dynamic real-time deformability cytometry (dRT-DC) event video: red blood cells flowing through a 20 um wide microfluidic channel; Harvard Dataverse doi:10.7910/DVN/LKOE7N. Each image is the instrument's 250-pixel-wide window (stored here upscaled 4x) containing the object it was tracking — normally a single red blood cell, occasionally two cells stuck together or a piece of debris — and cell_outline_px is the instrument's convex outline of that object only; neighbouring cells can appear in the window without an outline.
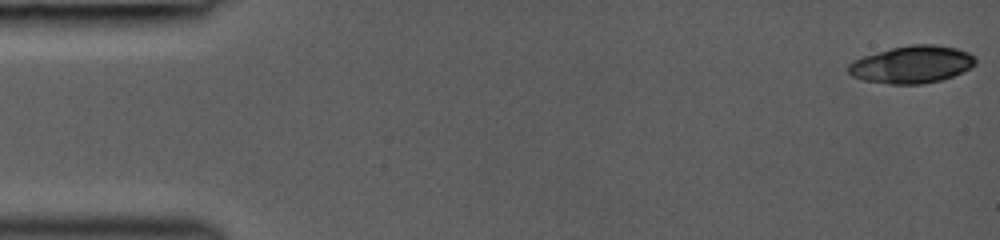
{"species": "common noctule bat (a hibernating species)", "species_latin": "Nyctalus noctula", "temperature_condition": "room temperature", "stored_images_in_passage": 12, "camera_frame_rate_fps": 3000, "um_per_image_px": 0.085, "animal": {"sex": "female", "body_mass_g": 19.0, "forearm_length_mm": 53.3}, "frame": {"image": 1, "passage_image": 1, "time_ms": 0.0, "image_size_px": [1000, 240], "cell_outline_px": [[976, 64], [952, 76], [940, 80], [924, 84], [888, 84], [864, 80], [852, 76], [848, 72], [848, 64], [852, 60], [876, 52], [892, 48], [912, 44], [936, 44], [956, 48], [968, 52], [976, 56]], "centroid_in_image_um": [77.5, 5.47], "position_along_channel_um": 7.5, "area_um2": 27.69}}
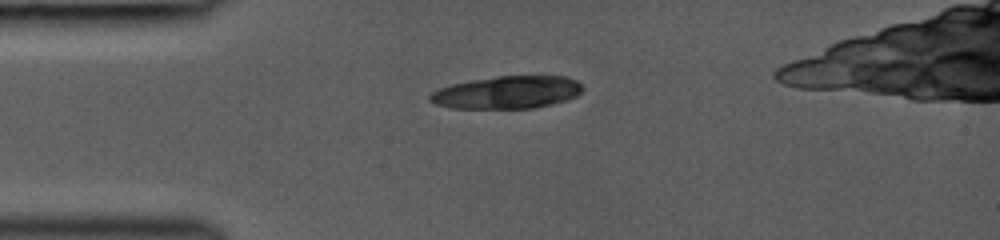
{"frame": {"image": 2, "passage_image": 10, "time_ms": 3.667, "image_size_px": [1000, 240], "cell_outline_px": [[584, 88], [576, 96], [568, 100], [536, 108], [452, 108], [436, 104], [428, 100], [428, 96], [432, 92], [440, 88], [452, 84], [472, 80], [496, 76], [564, 76], [576, 80]], "centroid_in_image_um": [43.12, 7.85], "position_along_channel_um": 41.9, "area_um2": 29.02}}